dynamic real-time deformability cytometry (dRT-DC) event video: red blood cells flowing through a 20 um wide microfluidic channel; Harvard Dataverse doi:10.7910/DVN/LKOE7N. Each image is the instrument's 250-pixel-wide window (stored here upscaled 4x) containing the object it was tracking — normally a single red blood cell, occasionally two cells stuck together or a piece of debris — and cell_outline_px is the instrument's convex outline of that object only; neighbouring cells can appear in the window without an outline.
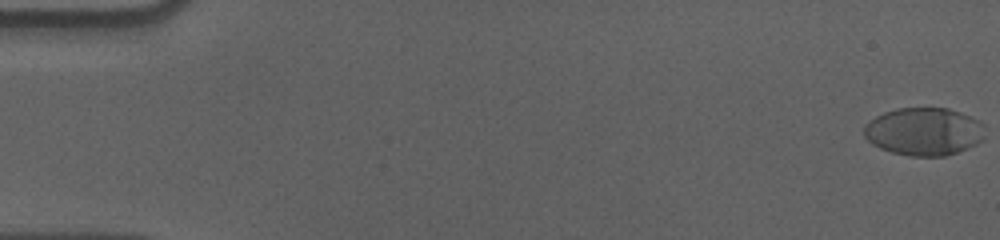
{"species": "human", "species_latin": "Homo sapiens", "temperature_condition": "cold", "stored_images_in_passage": 58, "camera_frame_rate_fps": 3000, "um_per_image_px": 0.085, "donor": {"sex": "male"}, "frame": {"image": 1, "passage_image": 1, "time_ms": 0.0, "image_size_px": [1000, 240], "cell_outline_px": [[984, 140], [968, 148], [944, 156], [908, 156], [892, 152], [880, 148], [872, 144], [864, 136], [864, 124], [876, 116], [884, 112], [896, 108], [948, 108], [960, 112], [980, 120], [984, 124]], "centroid_in_image_um": [78.55, 11.18], "position_along_channel_um": 6.5, "area_um2": 33.99}}
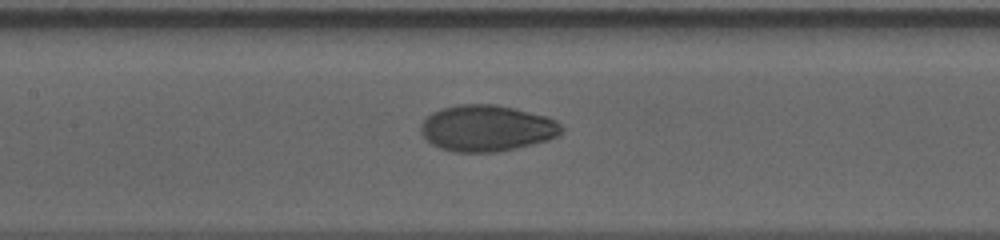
{"frame": {"image": 2, "passage_image": 28, "time_ms": 9.0, "image_size_px": [1000, 240], "cell_outline_px": [[564, 132], [548, 140], [500, 152], [452, 152], [440, 148], [432, 144], [420, 132], [420, 124], [432, 112], [440, 108], [456, 104], [496, 104], [548, 116], [556, 120], [564, 128]], "centroid_in_image_um": [41.38, 10.89], "position_along_channel_um": 166.0, "area_um2": 38.26}}
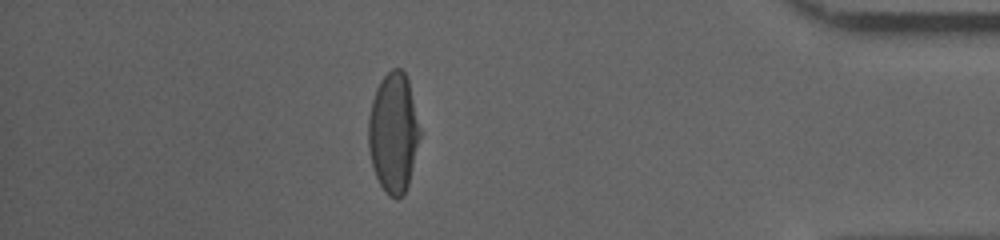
{"frame": {"image": 3, "passage_image": 51, "time_ms": 16.667, "image_size_px": [1000, 240], "cell_outline_px": [[420, 136], [408, 184], [404, 196], [396, 200], [388, 196], [384, 192], [376, 176], [372, 164], [368, 144], [368, 116], [372, 100], [376, 88], [380, 80], [392, 68], [400, 68], [404, 72], [408, 80], [420, 128]], "centroid_in_image_um": [33.43, 11.3], "position_along_channel_um": 401.8, "area_um2": 36.01}, "authors_computed_cell_mechanics": {"area_um2": 36.703, "velocity_mm_per_s": 3.5868, "shape_relaxation_time_tau1_ms": 4.9009, "shape_relaxation_time_tau2_ms": 1.2365, "deformation_change_tau1": 0.1964, "deformation_change_tau2": 0.0373}}